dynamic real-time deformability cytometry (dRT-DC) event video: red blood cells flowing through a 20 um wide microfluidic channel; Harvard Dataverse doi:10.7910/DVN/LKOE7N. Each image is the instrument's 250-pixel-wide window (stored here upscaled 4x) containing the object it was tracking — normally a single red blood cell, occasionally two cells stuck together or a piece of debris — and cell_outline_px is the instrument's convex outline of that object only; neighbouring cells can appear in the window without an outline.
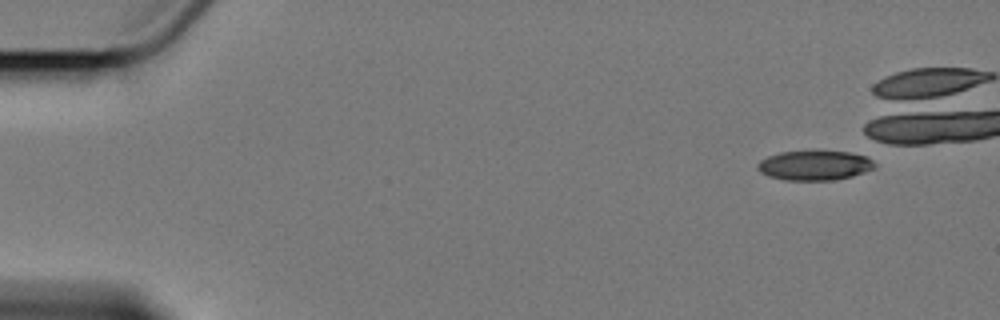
{"species": "Egyptian fruit bat (a non-hibernating species)", "species_latin": "Rousettus aegyptiacus", "temperature_condition": "cold", "stored_images_in_passage": 4, "camera_frame_rate_fps": 3000, "um_per_image_px": 0.085, "animal": {"sex": "female"}, "frame": {"image": 1, "passage_image": 1, "time_ms": 0.0, "image_size_px": [1000, 320], "cell_outline_px": [[876, 168], [852, 176], [836, 180], [784, 180], [768, 176], [760, 172], [756, 168], [756, 164], [760, 160], [768, 156], [780, 152], [816, 148], [848, 152], [868, 156], [876, 164]], "centroid_in_image_um": [69.24, 14.01], "position_along_channel_um": 15.8, "area_um2": 21.21}}